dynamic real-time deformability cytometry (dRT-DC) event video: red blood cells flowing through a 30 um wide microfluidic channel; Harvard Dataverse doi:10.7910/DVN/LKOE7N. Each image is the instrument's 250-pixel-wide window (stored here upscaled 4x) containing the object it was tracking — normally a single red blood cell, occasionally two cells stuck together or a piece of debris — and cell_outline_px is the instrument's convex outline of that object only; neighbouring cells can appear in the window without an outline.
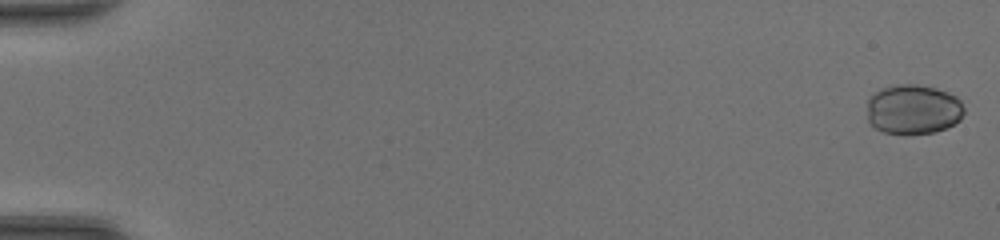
{"species": "common noctule bat (a hibernating species)", "species_latin": "Nyctalus noctula", "temperature_condition": "room temperature", "stored_images_in_passage": 48, "camera_frame_rate_fps": 3000, "um_per_image_px": 0.085, "animal": {"sex": "female", "body_mass_g": 20.0, "forearm_length_mm": 54.0}, "frame": {"image": 1, "passage_image": 1, "time_ms": 0.0, "image_size_px": [1000, 240], "cell_outline_px": [[964, 112], [960, 120], [936, 132], [904, 136], [884, 132], [868, 124], [868, 100], [880, 88], [896, 84], [916, 84], [936, 88], [948, 92], [956, 96], [960, 100], [964, 108]], "centroid_in_image_um": [77.61, 9.32], "position_along_channel_um": 7.4, "area_um2": 28.61}}
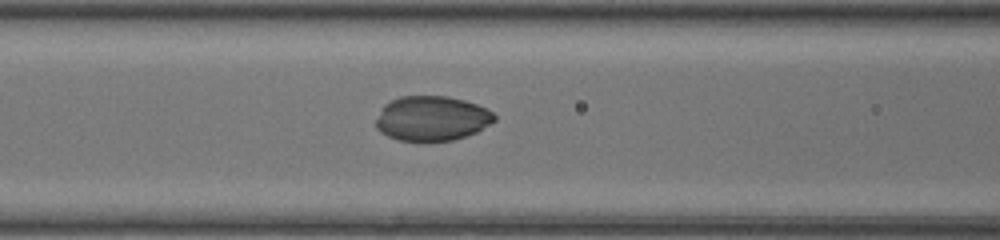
{"frame": {"image": 2, "passage_image": 22, "time_ms": 7.0, "image_size_px": [1000, 240], "cell_outline_px": [[496, 120], [476, 132], [452, 140], [396, 140], [380, 132], [376, 128], [376, 120], [384, 104], [400, 96], [448, 96], [464, 100], [476, 104], [492, 112], [496, 116]], "centroid_in_image_um": [36.69, 10.05], "position_along_channel_um": 129.9, "area_um2": 30.63}}
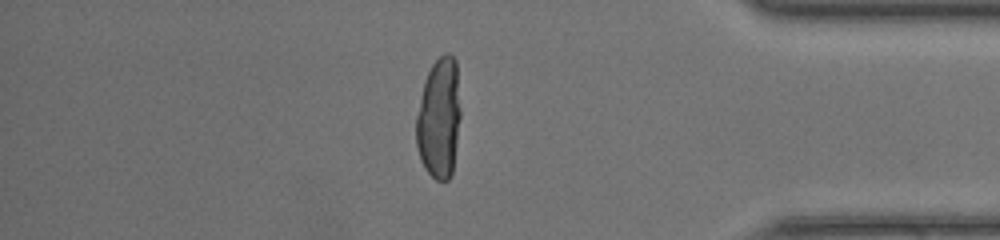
{"frame": {"image": 3, "passage_image": 42, "time_ms": 13.667, "image_size_px": [1000, 240], "cell_outline_px": [[460, 116], [452, 172], [448, 180], [436, 180], [424, 168], [420, 160], [416, 144], [416, 116], [420, 96], [424, 80], [432, 64], [444, 52], [448, 52], [456, 60], [460, 108]], "centroid_in_image_um": [37.3, 10.03], "position_along_channel_um": 397.9, "area_um2": 31.27}, "authors_computed_cell_mechanics": {"area_um2": 29.9404, "velocity_mm_per_s": 4.4075, "shape_relaxation_time_tau1_ms": 5.0587, "shape_relaxation_time_tau2_ms": null, "deformation_change_tau1": 0.1401, "deformation_change_tau2": null}}